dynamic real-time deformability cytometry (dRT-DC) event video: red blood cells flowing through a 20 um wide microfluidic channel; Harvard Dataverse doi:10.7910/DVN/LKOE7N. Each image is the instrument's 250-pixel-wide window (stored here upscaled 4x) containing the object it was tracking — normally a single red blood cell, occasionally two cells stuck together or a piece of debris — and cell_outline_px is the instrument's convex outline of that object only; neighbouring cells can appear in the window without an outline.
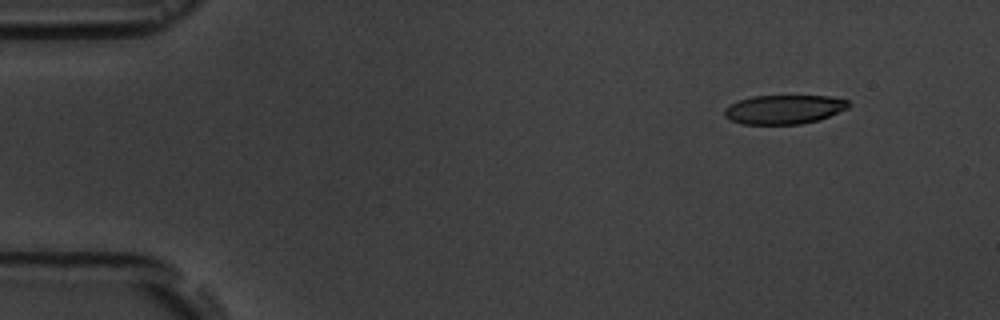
{"species": "common noctule bat (a hibernating species)", "species_latin": "Nyctalus noctula", "temperature_condition": "room temperature", "stored_images_in_passage": 4, "camera_frame_rate_fps": 3000, "um_per_image_px": 0.085, "animal": {"sex": "male", "body_mass_g": 19.5, "forearm_length_mm": 54.6}, "frame": {"image": 1, "passage_image": 1, "time_ms": 0.0, "image_size_px": [1000, 320], "cell_outline_px": [[852, 104], [848, 108], [820, 120], [800, 124], [744, 124], [732, 120], [724, 116], [724, 108], [740, 100], [752, 96], [832, 96], [848, 100]], "centroid_in_image_um": [66.69, 9.3], "position_along_channel_um": 18.3, "area_um2": 21.04}}
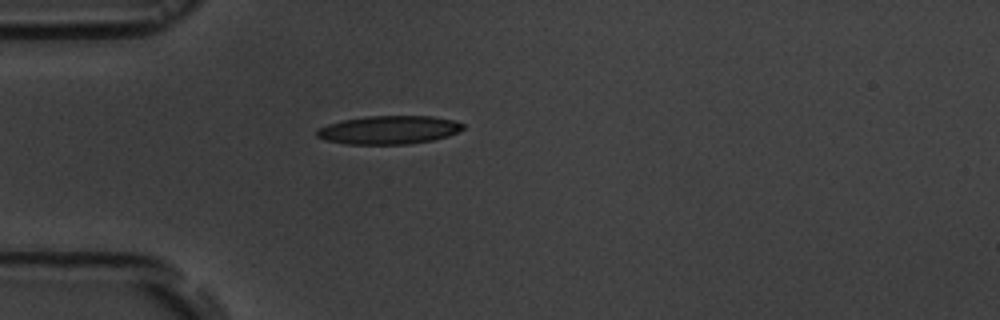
{"frame": {"image": 2, "passage_image": 4, "time_ms": 3.333, "image_size_px": [1000, 320], "cell_outline_px": [[464, 128], [448, 136], [432, 140], [408, 144], [344, 144], [324, 140], [316, 136], [316, 132], [320, 128], [328, 124], [344, 120], [368, 116], [432, 116], [456, 120], [464, 124]], "centroid_in_image_um": [33.07, 11.04], "position_along_channel_um": 51.9, "area_um2": 24.16}}